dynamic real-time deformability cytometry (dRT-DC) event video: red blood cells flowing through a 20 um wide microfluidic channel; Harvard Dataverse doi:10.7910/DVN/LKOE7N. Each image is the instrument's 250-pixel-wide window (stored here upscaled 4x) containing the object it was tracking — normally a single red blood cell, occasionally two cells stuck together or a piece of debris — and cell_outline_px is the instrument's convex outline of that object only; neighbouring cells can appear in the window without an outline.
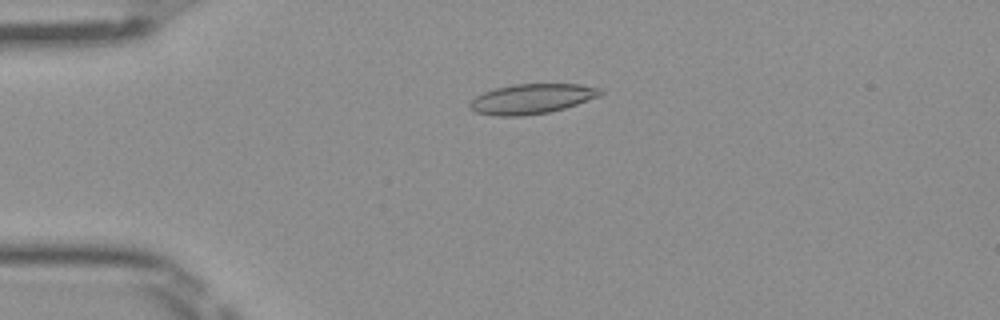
{"species": "Egyptian fruit bat (a non-hibernating species)", "species_latin": "Rousettus aegyptiacus", "temperature_condition": "room temperature", "stored_images_in_passage": 44, "camera_frame_rate_fps": 3000, "um_per_image_px": 0.085, "frame": {"image": 1, "passage_image": 6, "time_ms": 1.667, "image_size_px": [1000, 320], "cell_outline_px": [[604, 92], [600, 96], [564, 108], [548, 112], [524, 116], [496, 116], [476, 112], [468, 108], [468, 104], [476, 96], [484, 92], [496, 88], [516, 84], [580, 84], [600, 88]], "centroid_in_image_um": [45.19, 8.4], "position_along_channel_um": 39.8, "area_um2": 22.72}}
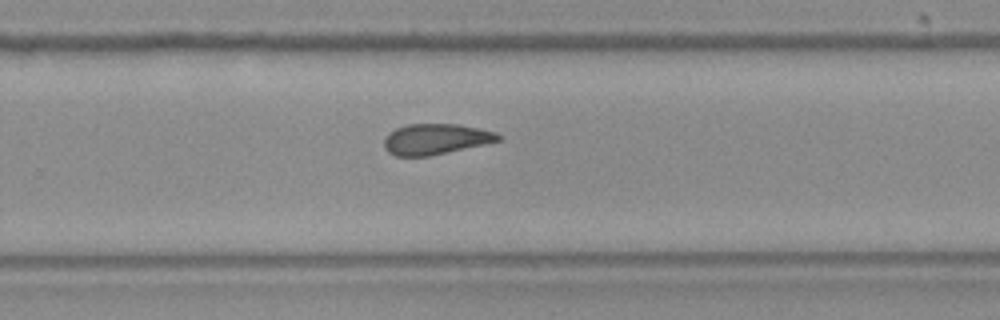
{"frame": {"image": 2, "passage_image": 27, "time_ms": 8.667, "image_size_px": [1000, 320], "cell_outline_px": [[504, 136], [500, 140], [484, 144], [448, 152], [428, 156], [396, 156], [388, 152], [384, 148], [384, 136], [388, 132], [396, 128], [408, 124], [456, 124], [496, 132]], "centroid_in_image_um": [37.0, 11.82], "position_along_channel_um": 292.8, "area_um2": 20.4}}
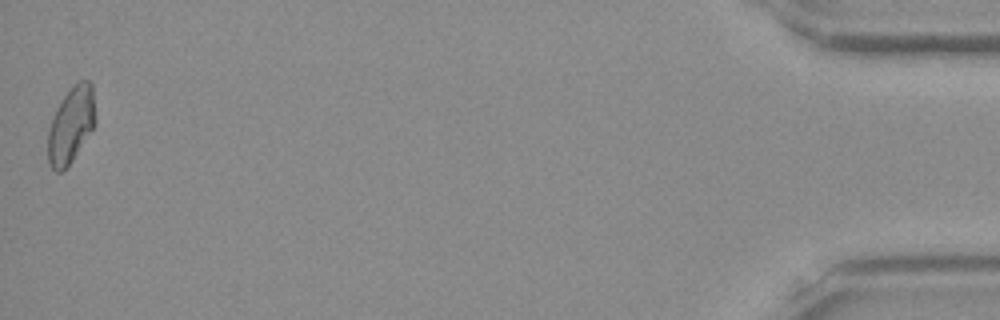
{"frame": {"image": 3, "passage_image": 44, "time_ms": 14.333, "image_size_px": [1000, 320], "cell_outline_px": [[96, 124], [72, 160], [60, 172], [56, 172], [52, 168], [48, 160], [48, 128], [56, 108], [64, 96], [80, 80], [88, 80], [92, 84], [96, 116]], "centroid_in_image_um": [6.05, 10.61], "position_along_channel_um": 429.2, "area_um2": 20.87}, "authors_computed_cell_mechanics": {"area_um2": 21.3282, "velocity_mm_per_s": 4.0497, "shape_relaxation_time_tau1_ms": null, "shape_relaxation_time_tau2_ms": 4.2275, "deformation_change_tau1": null, "deformation_change_tau2": 0.1263}}